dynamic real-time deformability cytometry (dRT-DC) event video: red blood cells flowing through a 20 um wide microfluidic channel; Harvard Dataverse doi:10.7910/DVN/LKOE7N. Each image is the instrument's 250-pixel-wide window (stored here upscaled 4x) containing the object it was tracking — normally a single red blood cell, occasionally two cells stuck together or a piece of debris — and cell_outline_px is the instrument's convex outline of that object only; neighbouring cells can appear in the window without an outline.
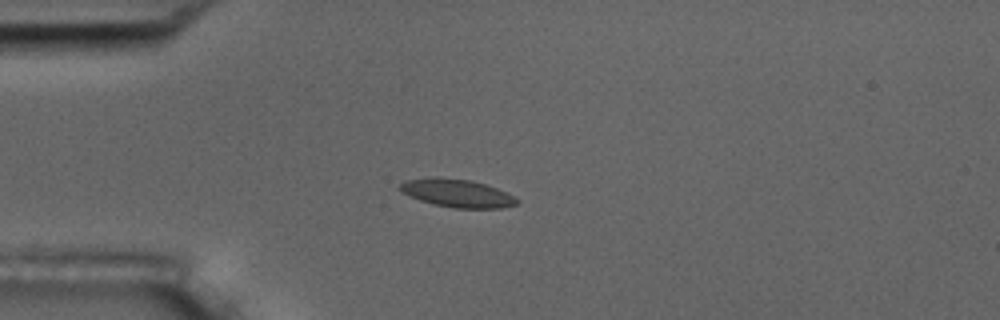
{"species": "common noctule bat (a hibernating species)", "species_latin": "Nyctalus noctula", "temperature_condition": "room temperature", "stored_images_in_passage": 11, "camera_frame_rate_fps": 3000, "um_per_image_px": 0.085, "animal": {"sex": "male", "body_mass_g": 17.5, "forearm_length_mm": 52.3}, "frame": {"image": 1, "passage_image": 4, "time_ms": 4.333, "image_size_px": [1000, 320], "cell_outline_px": [[520, 200], [516, 204], [500, 208], [452, 208], [432, 204], [420, 200], [404, 192], [400, 188], [400, 184], [404, 180], [428, 176], [436, 176], [468, 180], [484, 184], [496, 188]], "centroid_in_image_um": [38.81, 16.41], "position_along_channel_um": 46.2, "area_um2": 18.96}}
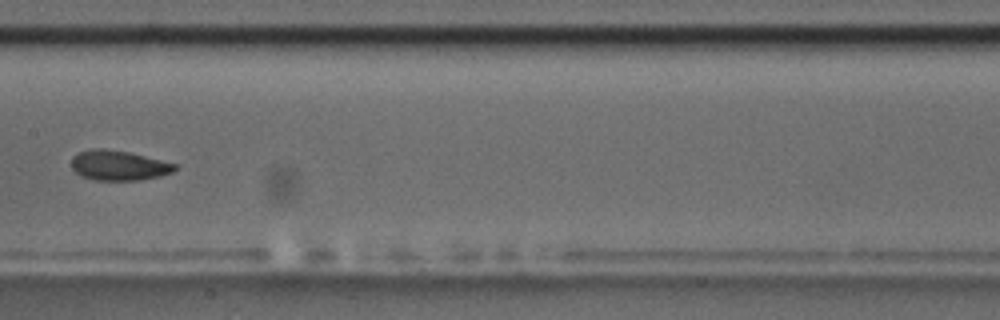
{"frame": {"image": 2, "passage_image": 8, "time_ms": 9.0, "image_size_px": [1000, 320], "cell_outline_px": [[176, 168], [172, 172], [160, 176], [140, 180], [96, 180], [80, 176], [72, 168], [72, 156], [80, 152], [92, 148], [104, 148], [128, 152], [176, 164]], "centroid_in_image_um": [10.05, 14.06], "position_along_channel_um": 197.3, "area_um2": 17.92}}